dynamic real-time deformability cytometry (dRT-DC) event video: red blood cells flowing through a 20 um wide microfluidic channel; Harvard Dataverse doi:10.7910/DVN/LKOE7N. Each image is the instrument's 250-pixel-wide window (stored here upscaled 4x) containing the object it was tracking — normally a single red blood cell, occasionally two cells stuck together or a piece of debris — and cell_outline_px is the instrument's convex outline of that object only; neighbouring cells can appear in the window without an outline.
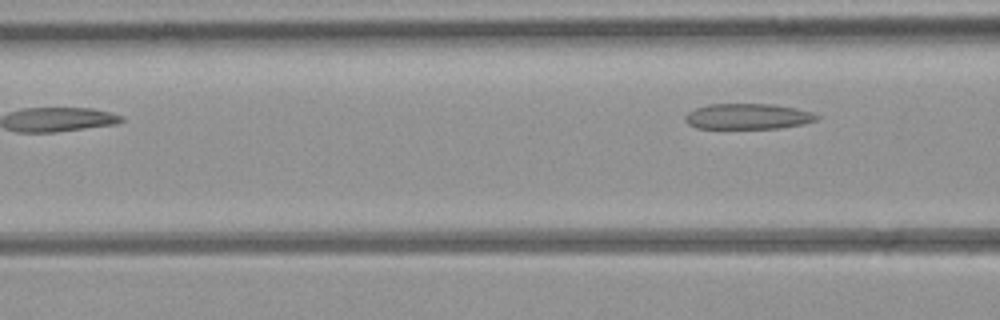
{"species": "common noctule bat (a hibernating species)", "species_latin": "Nyctalus noctula", "temperature_condition": "room temperature", "stored_images_in_passage": 4, "camera_frame_rate_fps": 3000, "um_per_image_px": 0.085, "animal": {"sex": "female", "body_mass_g": 21.9}, "frame": {"image": 1, "passage_image": 4, "time_ms": 3.333, "image_size_px": [1000, 320], "cell_outline_px": [[820, 120], [780, 128], [696, 128], [688, 124], [684, 120], [684, 116], [688, 112], [696, 108], [708, 104], [776, 104], [796, 108], [812, 112], [820, 116]], "centroid_in_image_um": [63.58, 9.89], "position_along_channel_um": 103.0, "area_um2": 19.77}}